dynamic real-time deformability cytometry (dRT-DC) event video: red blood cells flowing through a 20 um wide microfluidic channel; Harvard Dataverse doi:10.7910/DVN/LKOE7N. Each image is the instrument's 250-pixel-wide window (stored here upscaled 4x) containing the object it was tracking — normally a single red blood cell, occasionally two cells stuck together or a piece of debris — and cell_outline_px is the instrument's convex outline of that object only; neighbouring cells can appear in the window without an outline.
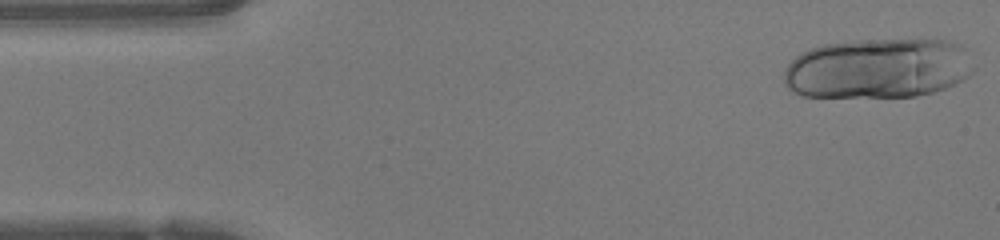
{"species": "human", "species_latin": "Homo sapiens", "temperature_condition": "warm", "stored_images_in_passage": 22, "camera_frame_rate_fps": 3000, "um_per_image_px": 0.085, "donor": {"sex": "female"}, "frame": {"image": 1, "passage_image": 1, "time_ms": 0.0, "image_size_px": [1000, 240], "cell_outline_px": [[976, 68], [968, 76], [956, 84], [932, 92], [916, 96], [800, 96], [792, 92], [784, 84], [784, 72], [788, 64], [796, 56], [812, 48], [824, 44], [856, 40], [944, 40], [964, 44]], "centroid_in_image_um": [74.67, 5.8], "position_along_channel_um": 10.3, "area_um2": 66.7}}